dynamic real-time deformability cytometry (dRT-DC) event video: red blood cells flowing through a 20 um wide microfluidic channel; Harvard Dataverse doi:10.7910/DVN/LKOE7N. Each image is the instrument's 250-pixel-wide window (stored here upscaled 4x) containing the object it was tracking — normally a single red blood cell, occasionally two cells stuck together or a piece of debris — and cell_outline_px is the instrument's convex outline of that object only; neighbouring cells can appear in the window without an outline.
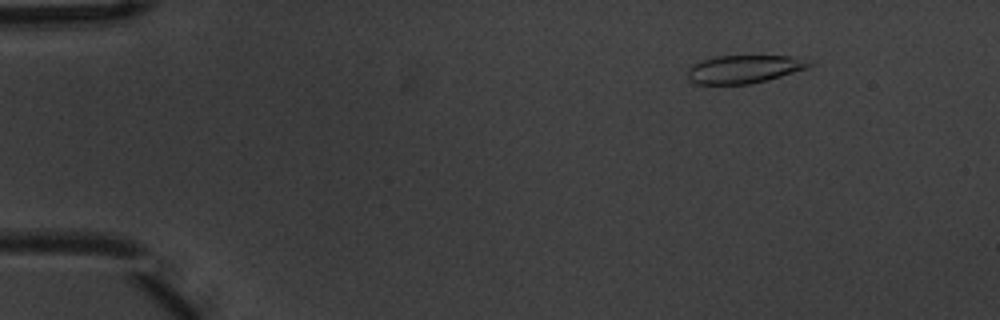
{"species": "common noctule bat (a hibernating species)", "species_latin": "Nyctalus noctula", "temperature_condition": "warm", "stored_images_in_passage": 6, "camera_frame_rate_fps": 3000, "um_per_image_px": 0.085, "animal": {"sex": "male", "body_mass_g": 20.1, "forearm_length_mm": 53.5}, "frame": {"image": 1, "passage_image": 1, "time_ms": 0.0, "image_size_px": [1000, 320], "cell_outline_px": [[816, 64], [808, 68], [780, 76], [748, 84], [696, 84], [688, 80], [688, 68], [692, 64], [700, 60], [716, 56], [796, 56], [812, 60]], "centroid_in_image_um": [63.28, 5.86], "position_along_channel_um": 21.7, "area_um2": 20.11}}
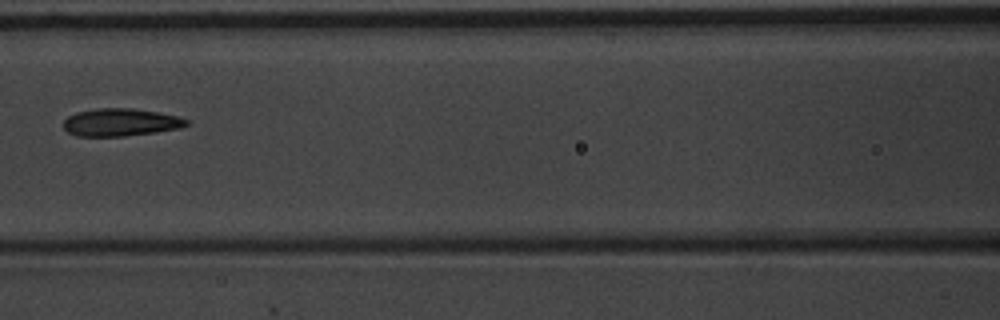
{"frame": {"image": 2, "passage_image": 6, "time_ms": 1.667, "image_size_px": [1000, 320], "cell_outline_px": [[188, 124], [180, 128], [156, 132], [124, 136], [76, 136], [68, 132], [64, 128], [64, 120], [68, 116], [76, 112], [96, 108], [132, 108], [180, 116], [188, 120]], "centroid_in_image_um": [10.24, 10.39], "position_along_channel_um": 156.4, "area_um2": 19.83}}